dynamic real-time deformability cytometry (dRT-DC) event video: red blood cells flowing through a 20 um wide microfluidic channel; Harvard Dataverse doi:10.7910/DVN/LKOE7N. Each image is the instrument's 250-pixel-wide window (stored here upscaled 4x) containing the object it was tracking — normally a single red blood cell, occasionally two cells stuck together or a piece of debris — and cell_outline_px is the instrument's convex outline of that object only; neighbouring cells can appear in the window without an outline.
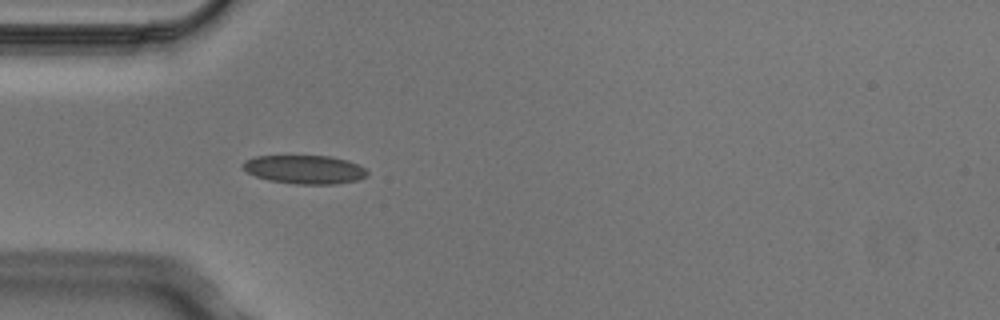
{"species": "Egyptian fruit bat (a non-hibernating species)", "species_latin": "Rousettus aegyptiacus", "temperature_condition": "cold", "stored_images_in_passage": 4, "camera_frame_rate_fps": 3000, "um_per_image_px": 0.085, "animal": {"sex": "male"}, "frame": {"image": 1, "passage_image": 4, "time_ms": 1.0, "image_size_px": [1000, 320], "cell_outline_px": [[368, 176], [360, 180], [336, 184], [296, 184], [268, 180], [256, 176], [248, 172], [240, 164], [244, 160], [256, 156], [332, 156], [348, 160], [364, 168], [368, 172]], "centroid_in_image_um": [25.92, 14.41], "position_along_channel_um": 59.1, "area_um2": 20.87}}